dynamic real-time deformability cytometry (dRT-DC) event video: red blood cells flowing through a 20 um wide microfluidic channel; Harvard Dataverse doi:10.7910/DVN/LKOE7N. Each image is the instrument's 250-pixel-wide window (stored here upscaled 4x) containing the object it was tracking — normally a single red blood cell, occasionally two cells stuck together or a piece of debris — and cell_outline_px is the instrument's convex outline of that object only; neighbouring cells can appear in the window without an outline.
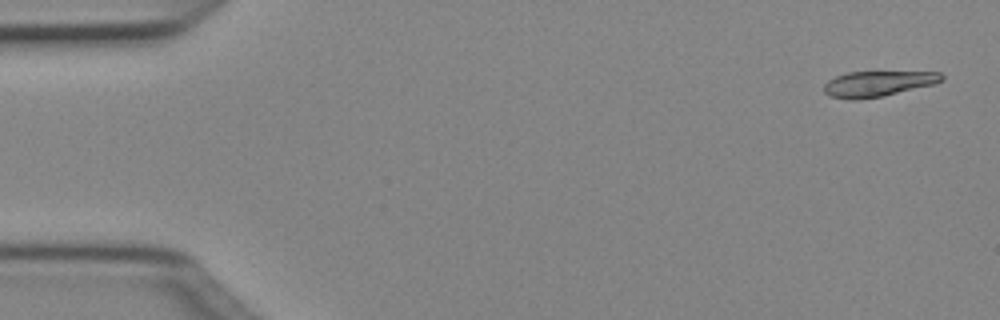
{"species": "Egyptian fruit bat (a non-hibernating species)", "species_latin": "Rousettus aegyptiacus", "temperature_condition": "cold", "stored_images_in_passage": 50, "camera_frame_rate_fps": 3000, "um_per_image_px": 0.085, "animal": {"sex": "female"}, "frame": {"image": 1, "passage_image": 2, "time_ms": 0.333, "image_size_px": [1000, 320], "cell_outline_px": [[944, 80], [936, 84], [880, 96], [856, 100], [852, 100], [828, 96], [824, 92], [824, 84], [828, 80], [836, 76], [848, 72], [940, 72], [944, 76]], "centroid_in_image_um": [74.61, 7.11], "position_along_channel_um": 10.4, "area_um2": 17.46}}
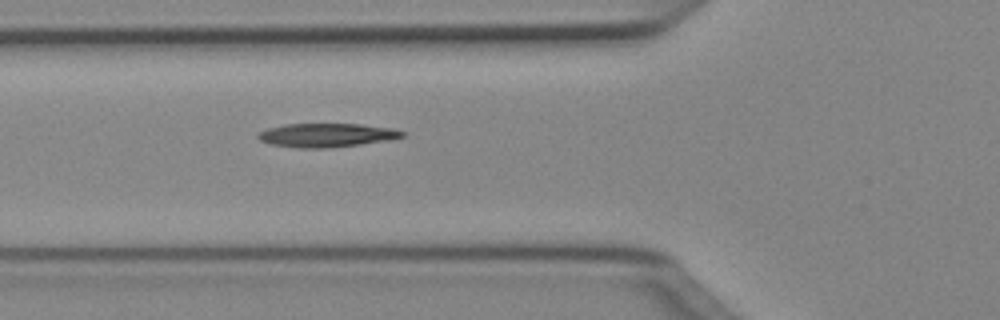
{"frame": {"image": 2, "passage_image": 18, "time_ms": 5.667, "image_size_px": [1000, 320], "cell_outline_px": [[404, 136], [392, 140], [328, 148], [296, 148], [272, 144], [260, 140], [256, 136], [260, 132], [268, 128], [284, 124], [360, 124], [392, 128], [404, 132]], "centroid_in_image_um": [27.77, 11.49], "position_along_channel_um": 98.0, "area_um2": 19.94}}
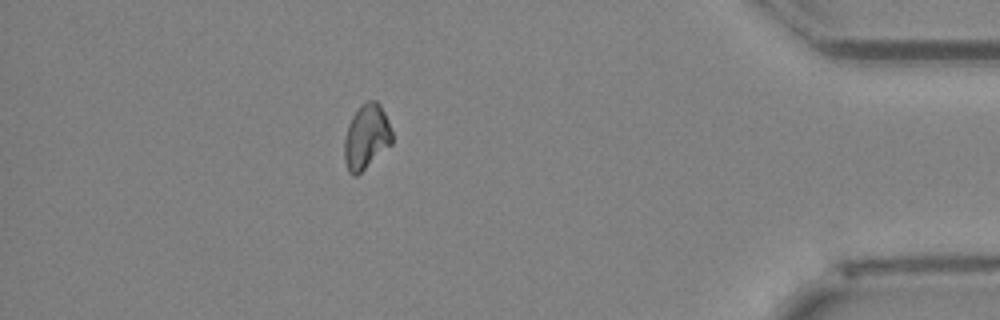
{"frame": {"image": 3, "passage_image": 44, "time_ms": 14.333, "image_size_px": [1000, 320], "cell_outline_px": [[392, 144], [356, 176], [352, 176], [348, 172], [344, 160], [344, 136], [348, 124], [352, 116], [360, 104], [364, 100], [376, 100], [380, 104], [388, 120], [392, 132]], "centroid_in_image_um": [31.12, 11.61], "position_along_channel_um": 404.1, "area_um2": 18.26}}